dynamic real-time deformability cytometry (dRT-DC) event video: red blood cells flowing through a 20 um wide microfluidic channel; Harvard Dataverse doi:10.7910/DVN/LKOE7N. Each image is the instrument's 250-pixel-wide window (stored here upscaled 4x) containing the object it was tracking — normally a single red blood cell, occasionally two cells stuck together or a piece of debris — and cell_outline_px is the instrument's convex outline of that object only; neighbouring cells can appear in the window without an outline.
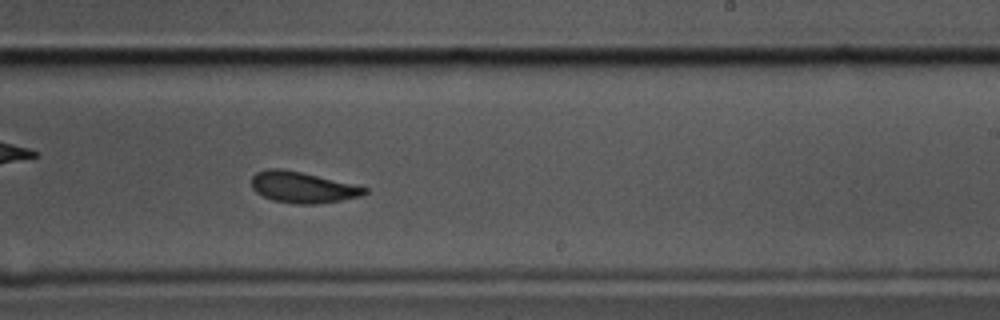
{"species": "common noctule bat (a hibernating species)", "species_latin": "Nyctalus noctula", "temperature_condition": "cold", "stored_images_in_passage": 57, "camera_frame_rate_fps": 3000, "um_per_image_px": 0.085, "animal": {"sex": "male", "body_mass_g": 17.5, "forearm_length_mm": 52.3}, "frame": {"image": 1, "passage_image": 33, "time_ms": 10.667, "image_size_px": [1000, 320], "cell_outline_px": [[368, 192], [360, 196], [340, 200], [316, 204], [296, 204], [272, 200], [256, 192], [252, 188], [252, 176], [256, 172], [268, 168], [280, 168], [300, 172], [352, 184], [368, 188]], "centroid_in_image_um": [25.68, 15.92], "position_along_channel_um": 263.3, "area_um2": 20.23}, "authors_computed_cell_mechanics": {"area_um2": 21.2704, "velocity_mm_per_s": 3.479, "shape_relaxation_time_tau1_ms": 2.6235, "shape_relaxation_time_tau2_ms": 2.7716, "deformation_change_tau1": 0.1291, "deformation_change_tau2": 0.099}}